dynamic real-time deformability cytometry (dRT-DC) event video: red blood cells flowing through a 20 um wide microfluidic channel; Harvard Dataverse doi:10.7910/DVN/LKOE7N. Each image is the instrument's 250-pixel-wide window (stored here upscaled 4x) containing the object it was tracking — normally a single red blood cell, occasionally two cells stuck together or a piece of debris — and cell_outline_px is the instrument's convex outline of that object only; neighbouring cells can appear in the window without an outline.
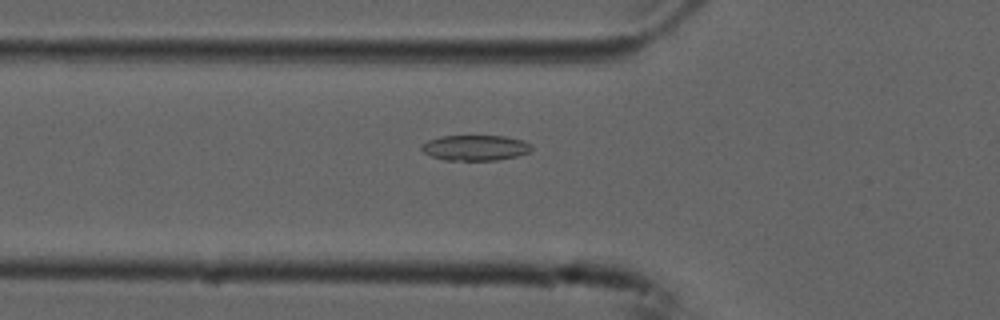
{"species": "common noctule bat (a hibernating species)", "species_latin": "Nyctalus noctula", "temperature_condition": "cold", "stored_images_in_passage": 51, "camera_frame_rate_fps": 3000, "um_per_image_px": 0.085, "animal": {"sex": "male", "forearm_length_mm": 52.5}, "frame": {"image": 1, "passage_image": 15, "time_ms": 4.667, "image_size_px": [1000, 320], "cell_outline_px": [[532, 148], [528, 152], [516, 156], [496, 160], [444, 160], [432, 156], [424, 152], [420, 148], [420, 144], [428, 140], [440, 136], [504, 136], [524, 140], [532, 144]], "centroid_in_image_um": [40.38, 12.55], "position_along_channel_um": 85.4, "area_um2": 16.36}}
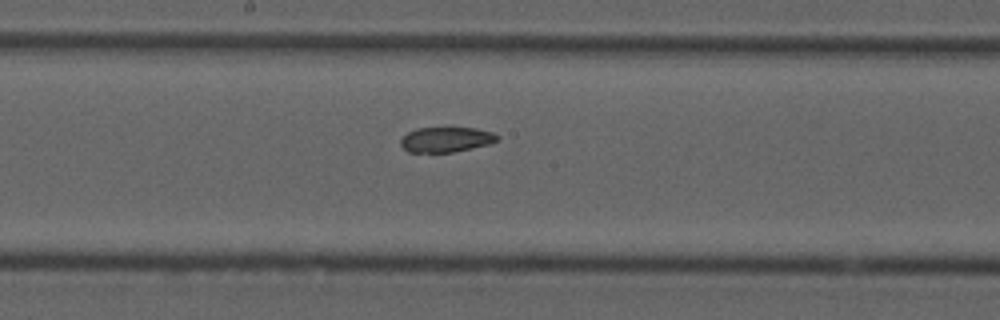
{"frame": {"image": 2, "passage_image": 25, "time_ms": 8.0, "image_size_px": [1000, 320], "cell_outline_px": [[500, 140], [488, 144], [452, 152], [408, 152], [400, 144], [400, 140], [408, 132], [416, 128], [476, 128], [492, 132], [500, 136]], "centroid_in_image_um": [37.93, 11.85], "position_along_channel_um": 210.3, "area_um2": 14.05}}
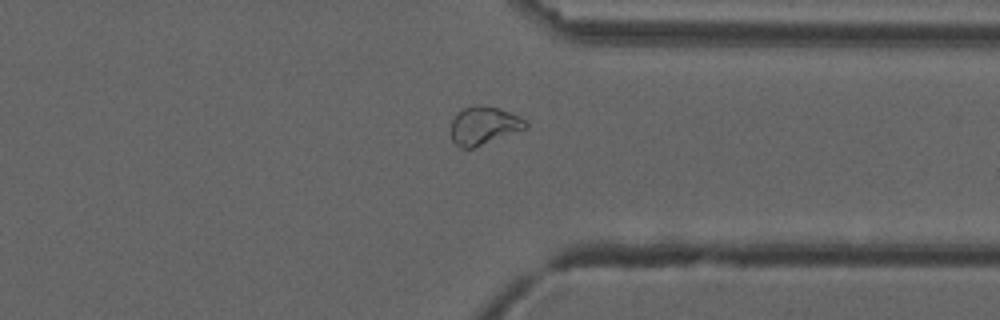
{"frame": {"image": 3, "passage_image": 38, "time_ms": 12.333, "image_size_px": [1000, 320], "cell_outline_px": [[528, 128], [472, 148], [460, 148], [452, 140], [452, 120], [464, 108], [476, 104], [480, 104], [500, 108], [524, 120], [528, 124]], "centroid_in_image_um": [41.13, 10.67], "position_along_channel_um": 370.3, "area_um2": 16.3}, "authors_computed_cell_mechanics": {"area_um2": 17.051, "velocity_mm_per_s": 3.7399, "shape_relaxation_time_tau1_ms": null, "shape_relaxation_time_tau2_ms": 2.0757, "deformation_change_tau1": null, "deformation_change_tau2": 0.0599}}